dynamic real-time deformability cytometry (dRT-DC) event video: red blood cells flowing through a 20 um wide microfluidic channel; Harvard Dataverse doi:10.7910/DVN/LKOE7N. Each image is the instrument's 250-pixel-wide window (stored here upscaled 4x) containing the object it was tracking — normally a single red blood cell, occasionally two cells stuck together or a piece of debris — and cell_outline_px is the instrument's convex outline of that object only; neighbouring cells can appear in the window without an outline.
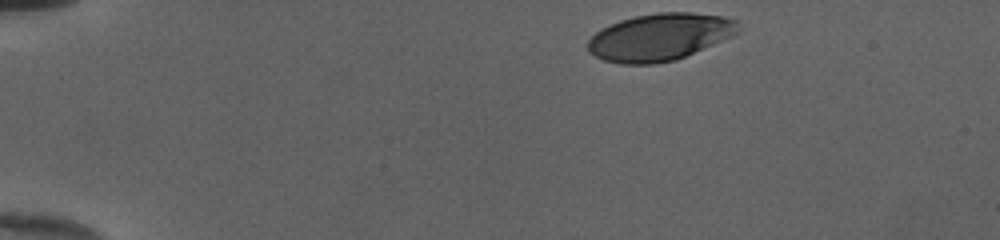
{"species": "human", "species_latin": "Homo sapiens", "temperature_condition": "cold", "stored_images_in_passage": 36, "camera_frame_rate_fps": 3000, "um_per_image_px": 0.085, "donor": {"sex": "female"}, "frame": {"image": 1, "passage_image": 1, "time_ms": 0.0, "image_size_px": [1000, 240], "cell_outline_px": [[736, 32], [732, 36], [676, 60], [652, 64], [620, 64], [604, 60], [588, 52], [588, 40], [600, 28], [620, 20], [636, 16], [656, 12], [692, 12], [720, 16], [736, 20]], "centroid_in_image_um": [56.02, 3.15], "position_along_channel_um": 29.0, "area_um2": 41.04}}
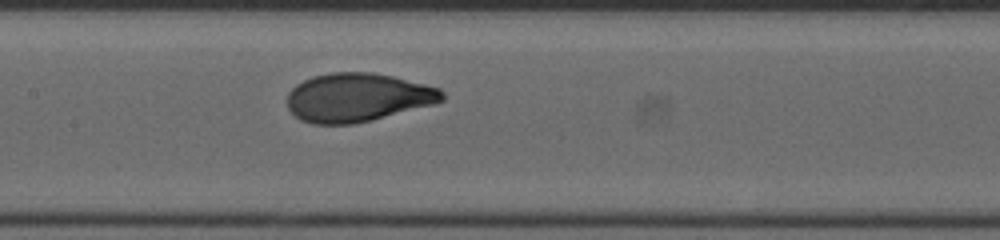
{"frame": {"image": 2, "passage_image": 19, "time_ms": 6.0, "image_size_px": [1000, 240], "cell_outline_px": [[444, 100], [436, 104], [372, 120], [352, 124], [312, 124], [300, 120], [288, 108], [288, 92], [296, 84], [312, 76], [332, 72], [372, 72], [392, 76], [440, 88], [444, 92]], "centroid_in_image_um": [30.41, 8.28], "position_along_channel_um": 177.0, "area_um2": 44.04}}
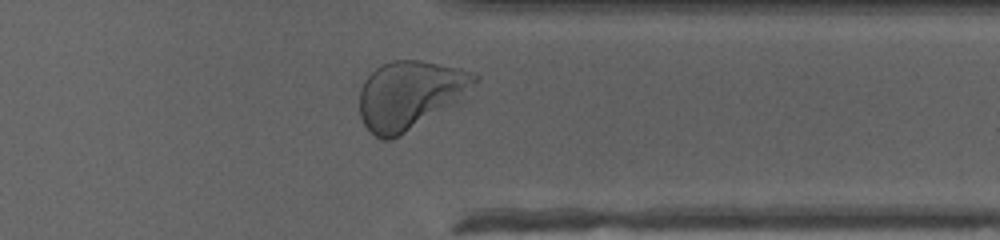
{"frame": {"image": 3, "passage_image": 34, "time_ms": 11.0, "image_size_px": [1000, 240], "cell_outline_px": [[480, 76], [468, 100], [400, 136], [392, 140], [380, 140], [364, 124], [360, 116], [360, 88], [364, 80], [376, 68], [392, 60], [420, 60], [460, 68], [476, 72]], "centroid_in_image_um": [34.97, 8.09], "position_along_channel_um": 376.4, "area_um2": 47.34}, "authors_computed_cell_mechanics": {"area_um2": 43.4656, "velocity_mm_per_s": 4.0024, "shape_relaxation_time_tau1_ms": 2.4797, "shape_relaxation_time_tau2_ms": null, "deformation_change_tau1": 0.201, "deformation_change_tau2": null}}